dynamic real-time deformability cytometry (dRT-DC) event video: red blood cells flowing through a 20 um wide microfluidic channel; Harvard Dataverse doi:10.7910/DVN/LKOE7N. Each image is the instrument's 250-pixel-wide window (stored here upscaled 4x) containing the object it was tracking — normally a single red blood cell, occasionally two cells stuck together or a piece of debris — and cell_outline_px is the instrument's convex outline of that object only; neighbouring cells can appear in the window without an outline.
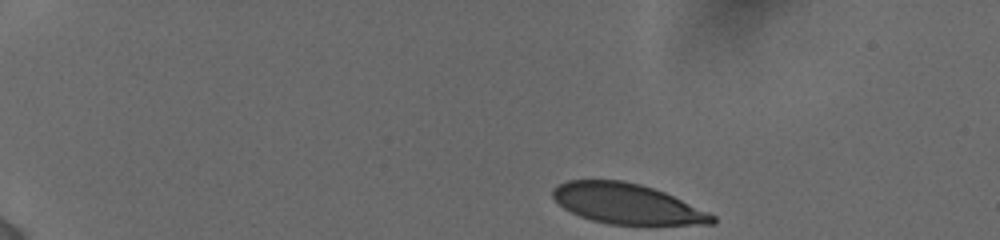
{"species": "human", "species_latin": "Homo sapiens", "temperature_condition": "cold", "stored_images_in_passage": 38, "camera_frame_rate_fps": 3000, "um_per_image_px": 0.085, "donor": {"sex": "female"}, "frame": {"image": 1, "passage_image": 1, "time_ms": 0.0, "image_size_px": [1000, 240], "cell_outline_px": [[716, 224], [608, 224], [592, 220], [580, 216], [564, 208], [552, 196], [552, 188], [568, 180], [624, 180], [640, 184], [664, 192], [708, 212], [716, 216]], "centroid_in_image_um": [53.28, 17.31], "position_along_channel_um": 31.7, "area_um2": 37.05}}
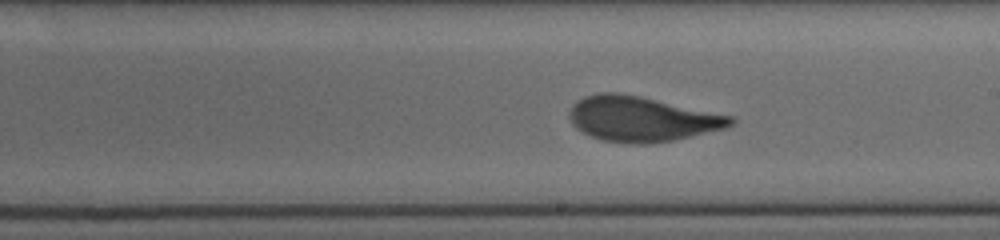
{"frame": {"image": 2, "passage_image": 21, "time_ms": 8.0, "image_size_px": [1000, 240], "cell_outline_px": [[736, 120], [728, 128], [672, 140], [648, 144], [632, 144], [600, 140], [576, 128], [572, 124], [568, 116], [568, 112], [584, 96], [600, 92], [616, 92], [640, 96], [732, 116]], "centroid_in_image_um": [54.55, 10.11], "position_along_channel_um": 234.5, "area_um2": 42.14}}
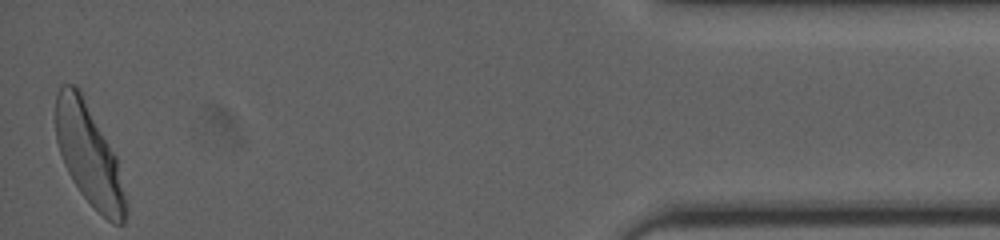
{"frame": {"image": 3, "passage_image": 38, "time_ms": 14.667, "image_size_px": [1000, 240], "cell_outline_px": [[128, 212], [124, 224], [112, 224], [80, 192], [72, 180], [64, 164], [56, 140], [56, 92], [60, 84], [72, 84], [80, 92], [116, 156], [128, 208]], "centroid_in_image_um": [7.56, 13.2], "position_along_channel_um": 427.6, "area_um2": 40.34}, "authors_computed_cell_mechanics": {"area_um2": 41.2692, "velocity_mm_per_s": 3.8441, "shape_relaxation_time_tau1_ms": 3.3, "shape_relaxation_time_tau2_ms": null, "deformation_change_tau1": 0.1742, "deformation_change_tau2": null}}